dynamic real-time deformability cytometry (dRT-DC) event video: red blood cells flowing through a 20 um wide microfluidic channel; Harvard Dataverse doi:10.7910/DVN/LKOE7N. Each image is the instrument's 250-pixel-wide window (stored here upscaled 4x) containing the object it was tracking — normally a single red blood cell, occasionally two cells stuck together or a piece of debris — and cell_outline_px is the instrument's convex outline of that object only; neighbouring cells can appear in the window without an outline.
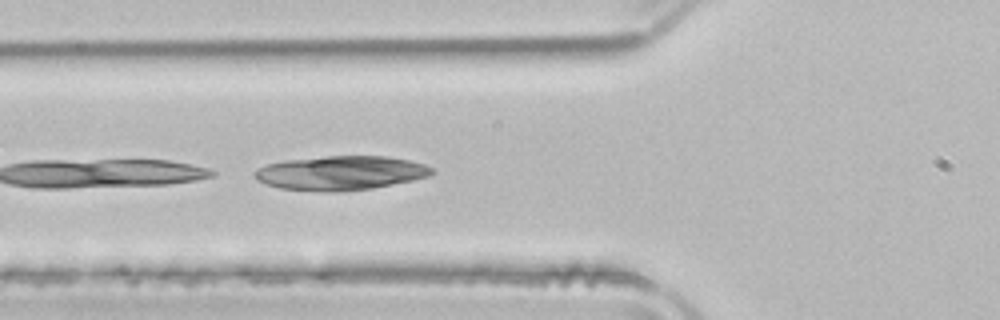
{"species": "common noctule bat (a hibernating species)", "species_latin": "Nyctalus noctula", "temperature_condition": "room temperature", "stored_images_in_passage": 9, "camera_frame_rate_fps": 3000, "um_per_image_px": 0.085, "animal": {"sex": "male", "body_mass_g": 21.5, "forearm_length_mm": 52.0}, "frame": {"image": 1, "passage_image": 3, "time_ms": 0.667, "image_size_px": [1000, 320], "cell_outline_px": [[436, 172], [428, 176], [412, 180], [372, 188], [340, 192], [324, 192], [280, 188], [264, 184], [256, 180], [256, 172], [260, 168], [268, 164], [284, 160], [328, 156], [384, 156], [408, 160], [424, 164], [432, 168]], "centroid_in_image_um": [28.96, 14.71], "position_along_channel_um": 96.8, "area_um2": 35.14}}